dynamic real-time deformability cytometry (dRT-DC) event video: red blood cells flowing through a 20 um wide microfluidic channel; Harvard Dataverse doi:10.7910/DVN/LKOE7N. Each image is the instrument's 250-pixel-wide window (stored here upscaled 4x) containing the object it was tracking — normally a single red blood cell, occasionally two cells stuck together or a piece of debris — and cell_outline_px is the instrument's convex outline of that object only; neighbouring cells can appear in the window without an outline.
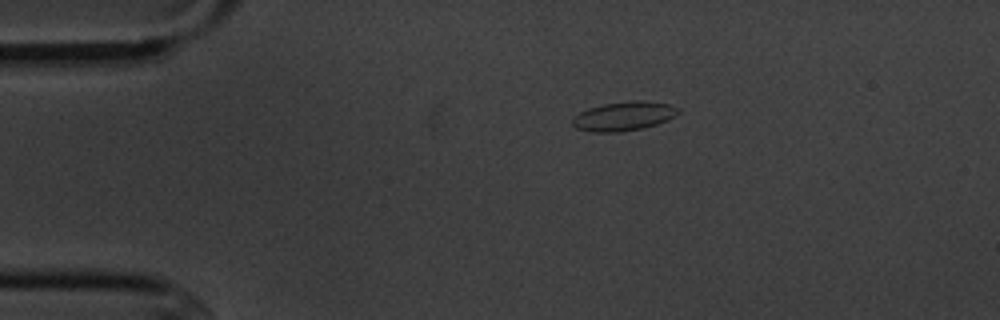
{"species": "common noctule bat (a hibernating species)", "species_latin": "Nyctalus noctula", "temperature_condition": "cold", "stored_images_in_passage": 2, "camera_frame_rate_fps": 3000, "um_per_image_px": 0.085, "animal": {"sex": "male", "body_mass_g": 20.1, "forearm_length_mm": 53.5}, "frame": {"image": 1, "passage_image": 1, "time_ms": 0.0, "image_size_px": [1000, 320], "cell_outline_px": [[680, 112], [676, 116], [668, 120], [656, 124], [640, 128], [620, 132], [592, 132], [576, 128], [572, 124], [572, 116], [588, 108], [604, 104], [632, 100], [636, 100], [668, 104], [680, 108]], "centroid_in_image_um": [53.01, 9.87], "position_along_channel_um": 32.0, "area_um2": 17.92}}